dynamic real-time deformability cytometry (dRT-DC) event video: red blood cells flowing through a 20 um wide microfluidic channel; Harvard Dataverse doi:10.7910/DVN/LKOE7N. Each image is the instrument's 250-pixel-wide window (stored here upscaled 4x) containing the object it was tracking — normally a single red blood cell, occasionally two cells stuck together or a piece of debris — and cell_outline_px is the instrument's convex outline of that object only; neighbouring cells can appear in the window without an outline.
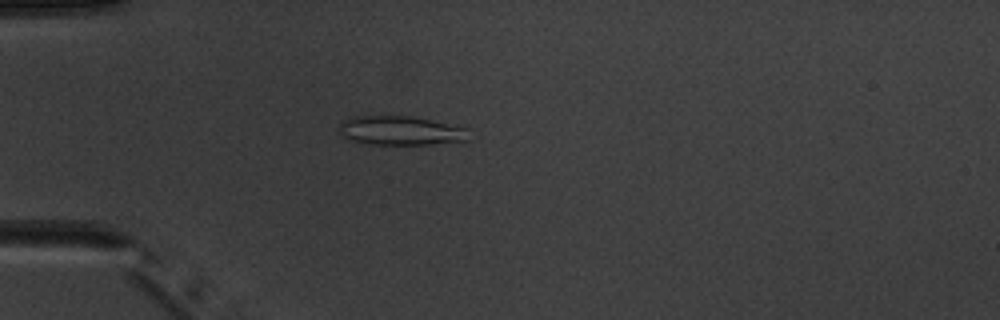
{"species": "common noctule bat (a hibernating species)", "species_latin": "Nyctalus noctula", "temperature_condition": "warm", "stored_images_in_passage": 6, "camera_frame_rate_fps": 3000, "um_per_image_px": 0.085, "animal": {"sex": "male", "body_mass_g": 20.1, "forearm_length_mm": 53.5}, "frame": {"image": 1, "passage_image": 5, "time_ms": 5.0, "image_size_px": [1000, 320], "cell_outline_px": [[468, 140], [432, 144], [364, 144], [348, 140], [336, 132], [340, 124], [344, 120], [356, 116], [408, 116], [432, 120], [468, 128]], "centroid_in_image_um": [33.99, 11.11], "position_along_channel_um": 51.0, "area_um2": 22.14}}